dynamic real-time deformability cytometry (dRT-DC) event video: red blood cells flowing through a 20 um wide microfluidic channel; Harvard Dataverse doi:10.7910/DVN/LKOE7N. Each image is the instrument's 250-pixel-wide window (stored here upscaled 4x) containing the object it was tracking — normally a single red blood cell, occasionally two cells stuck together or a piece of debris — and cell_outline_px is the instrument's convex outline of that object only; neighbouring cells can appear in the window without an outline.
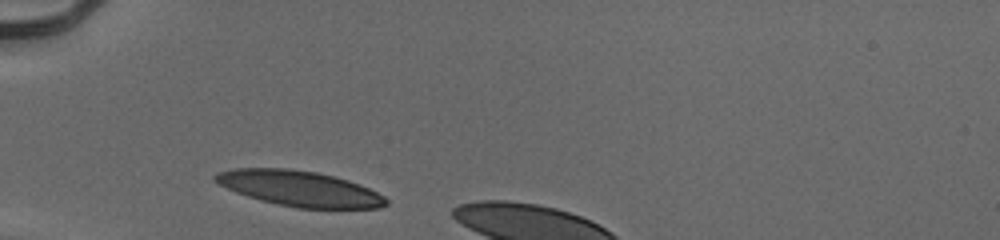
{"species": "human", "species_latin": "Homo sapiens", "temperature_condition": "cold", "stored_images_in_passage": 5, "camera_frame_rate_fps": 3000, "um_per_image_px": 0.085, "donor": {"sex": "male"}, "frame": {"image": 1, "passage_image": 1, "time_ms": 0.0, "image_size_px": [1000, 240], "cell_outline_px": [[388, 204], [380, 208], [296, 208], [276, 204], [260, 200], [236, 192], [212, 180], [212, 176], [216, 172], [232, 168], [288, 168], [316, 172], [348, 180], [368, 188], [384, 196], [388, 200]], "centroid_in_image_um": [25.42, 16.02], "position_along_channel_um": 59.6, "area_um2": 35.26}}